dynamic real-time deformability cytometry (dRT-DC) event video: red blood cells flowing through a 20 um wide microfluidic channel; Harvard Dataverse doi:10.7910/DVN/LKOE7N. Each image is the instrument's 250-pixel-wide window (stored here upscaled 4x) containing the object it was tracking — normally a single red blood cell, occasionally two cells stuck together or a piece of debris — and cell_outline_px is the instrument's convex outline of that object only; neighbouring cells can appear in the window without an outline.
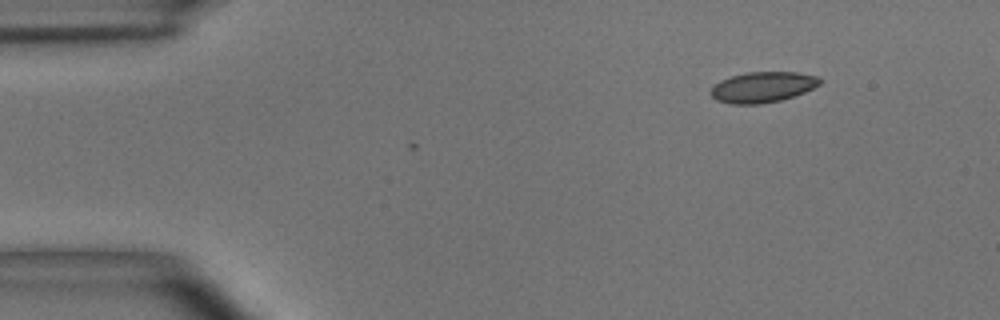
{"species": "common noctule bat (a hibernating species)", "species_latin": "Nyctalus noctula", "temperature_condition": "room temperature", "stored_images_in_passage": 4, "camera_frame_rate_fps": 3000, "um_per_image_px": 0.085, "animal": {"sex": "male", "body_mass_g": 15.6}, "frame": {"image": 1, "passage_image": 1, "time_ms": 0.0, "image_size_px": [1000, 320], "cell_outline_px": [[820, 84], [804, 92], [780, 100], [760, 104], [732, 104], [716, 100], [712, 96], [712, 88], [720, 80], [744, 72], [796, 72], [816, 76], [820, 80]], "centroid_in_image_um": [64.81, 7.4], "position_along_channel_um": 20.2, "area_um2": 19.19}}